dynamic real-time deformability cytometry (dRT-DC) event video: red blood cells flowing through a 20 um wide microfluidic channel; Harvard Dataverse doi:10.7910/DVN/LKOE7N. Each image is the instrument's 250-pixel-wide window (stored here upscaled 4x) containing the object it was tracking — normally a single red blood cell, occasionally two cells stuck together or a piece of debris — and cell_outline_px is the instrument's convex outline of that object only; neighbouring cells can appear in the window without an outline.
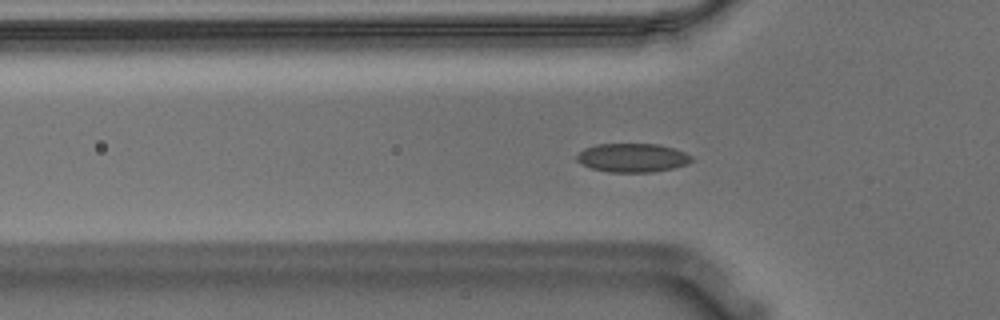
{"species": "Egyptian fruit bat (a non-hibernating species)", "species_latin": "Rousettus aegyptiacus", "temperature_condition": "warm", "stored_images_in_passage": 54, "camera_frame_rate_fps": 3000, "um_per_image_px": 0.085, "animal": {"sex": "male"}, "frame": {"image": 1, "passage_image": 14, "time_ms": 4.333, "image_size_px": [1000, 320], "cell_outline_px": [[692, 160], [688, 164], [672, 168], [652, 172], [608, 172], [592, 168], [580, 164], [576, 160], [576, 156], [584, 148], [596, 144], [656, 144], [672, 148], [684, 152], [692, 156]], "centroid_in_image_um": [53.73, 13.41], "position_along_channel_um": 72.1, "area_um2": 19.19}}
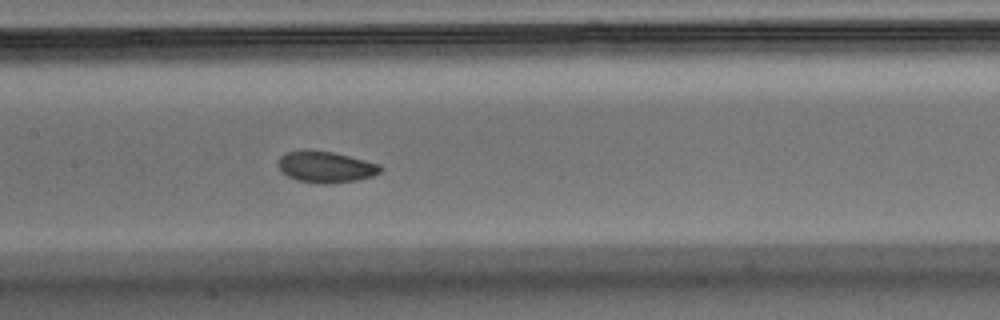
{"frame": {"image": 2, "passage_image": 23, "time_ms": 7.333, "image_size_px": [1000, 320], "cell_outline_px": [[384, 168], [380, 172], [372, 176], [356, 180], [328, 184], [320, 184], [296, 180], [280, 172], [280, 156], [284, 152], [304, 148], [332, 152], [380, 164]], "centroid_in_image_um": [27.66, 14.18], "position_along_channel_um": 179.7, "area_um2": 18.84}}
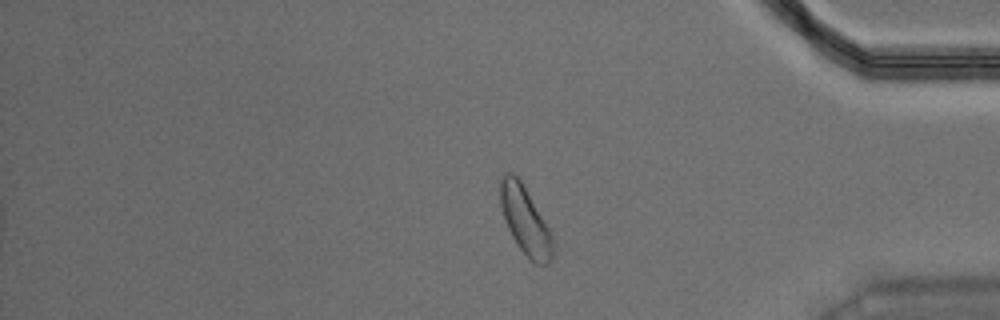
{"frame": {"image": 3, "passage_image": 43, "time_ms": 14.0, "image_size_px": [1000, 320], "cell_outline_px": [[552, 260], [548, 264], [536, 264], [520, 248], [512, 236], [508, 228], [500, 204], [500, 180], [504, 172], [512, 172], [520, 180], [548, 228], [552, 236]], "centroid_in_image_um": [44.62, 18.72], "position_along_channel_um": 390.6, "area_um2": 20.06}, "authors_computed_cell_mechanics": {"area_um2": 18.9873, "velocity_mm_per_s": 3.5461, "shape_relaxation_time_tau1_ms": 4.4772, "shape_relaxation_time_tau2_ms": 3.9719, "deformation_change_tau1": 0.0917, "deformation_change_tau2": 0.0726}}